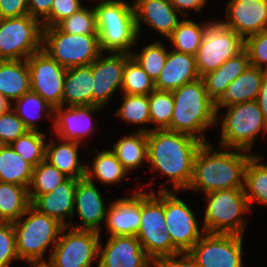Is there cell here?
I'll list each match as a JSON object with an SVG mask.
<instances>
[{
  "mask_svg": "<svg viewBox=\"0 0 267 267\" xmlns=\"http://www.w3.org/2000/svg\"><path fill=\"white\" fill-rule=\"evenodd\" d=\"M206 23L197 24L196 22L185 19L181 20L178 26L167 37L170 40L172 50L195 56L201 45Z\"/></svg>",
  "mask_w": 267,
  "mask_h": 267,
  "instance_id": "d590c367",
  "label": "cell"
},
{
  "mask_svg": "<svg viewBox=\"0 0 267 267\" xmlns=\"http://www.w3.org/2000/svg\"><path fill=\"white\" fill-rule=\"evenodd\" d=\"M243 236L205 233L188 252L199 267H244Z\"/></svg>",
  "mask_w": 267,
  "mask_h": 267,
  "instance_id": "4fadbf2b",
  "label": "cell"
},
{
  "mask_svg": "<svg viewBox=\"0 0 267 267\" xmlns=\"http://www.w3.org/2000/svg\"><path fill=\"white\" fill-rule=\"evenodd\" d=\"M264 31L267 32V21H266V25H265Z\"/></svg>",
  "mask_w": 267,
  "mask_h": 267,
  "instance_id": "9f6ffc18",
  "label": "cell"
},
{
  "mask_svg": "<svg viewBox=\"0 0 267 267\" xmlns=\"http://www.w3.org/2000/svg\"><path fill=\"white\" fill-rule=\"evenodd\" d=\"M104 109L100 106H58L54 108L53 133L57 140L73 141L83 144L97 128L91 113Z\"/></svg>",
  "mask_w": 267,
  "mask_h": 267,
  "instance_id": "e0dca14e",
  "label": "cell"
},
{
  "mask_svg": "<svg viewBox=\"0 0 267 267\" xmlns=\"http://www.w3.org/2000/svg\"><path fill=\"white\" fill-rule=\"evenodd\" d=\"M53 0H28V12L41 22L50 14Z\"/></svg>",
  "mask_w": 267,
  "mask_h": 267,
  "instance_id": "f907efd6",
  "label": "cell"
},
{
  "mask_svg": "<svg viewBox=\"0 0 267 267\" xmlns=\"http://www.w3.org/2000/svg\"><path fill=\"white\" fill-rule=\"evenodd\" d=\"M27 131L29 130L12 107L6 112L0 113V142L2 145H10Z\"/></svg>",
  "mask_w": 267,
  "mask_h": 267,
  "instance_id": "ee69618b",
  "label": "cell"
},
{
  "mask_svg": "<svg viewBox=\"0 0 267 267\" xmlns=\"http://www.w3.org/2000/svg\"><path fill=\"white\" fill-rule=\"evenodd\" d=\"M218 148L224 150L214 151V145L207 142L199 147L187 190L206 194L216 190L244 188L245 167L253 154L238 148Z\"/></svg>",
  "mask_w": 267,
  "mask_h": 267,
  "instance_id": "7a4b0ae2",
  "label": "cell"
},
{
  "mask_svg": "<svg viewBox=\"0 0 267 267\" xmlns=\"http://www.w3.org/2000/svg\"><path fill=\"white\" fill-rule=\"evenodd\" d=\"M83 7L80 0H53L50 14L42 21L43 28L56 26Z\"/></svg>",
  "mask_w": 267,
  "mask_h": 267,
  "instance_id": "7dc6e473",
  "label": "cell"
},
{
  "mask_svg": "<svg viewBox=\"0 0 267 267\" xmlns=\"http://www.w3.org/2000/svg\"><path fill=\"white\" fill-rule=\"evenodd\" d=\"M260 156L252 155L244 171V192L252 210L253 202L267 205V164L260 163Z\"/></svg>",
  "mask_w": 267,
  "mask_h": 267,
  "instance_id": "d6a6232c",
  "label": "cell"
},
{
  "mask_svg": "<svg viewBox=\"0 0 267 267\" xmlns=\"http://www.w3.org/2000/svg\"><path fill=\"white\" fill-rule=\"evenodd\" d=\"M267 71L249 66L242 74L235 78L226 88L225 93L215 103L217 122L219 110L233 104L254 101L260 91L262 79Z\"/></svg>",
  "mask_w": 267,
  "mask_h": 267,
  "instance_id": "d4e9b609",
  "label": "cell"
},
{
  "mask_svg": "<svg viewBox=\"0 0 267 267\" xmlns=\"http://www.w3.org/2000/svg\"><path fill=\"white\" fill-rule=\"evenodd\" d=\"M250 66L248 52L243 49L225 61L218 69L202 77L208 96L216 103L228 85Z\"/></svg>",
  "mask_w": 267,
  "mask_h": 267,
  "instance_id": "4316f807",
  "label": "cell"
},
{
  "mask_svg": "<svg viewBox=\"0 0 267 267\" xmlns=\"http://www.w3.org/2000/svg\"><path fill=\"white\" fill-rule=\"evenodd\" d=\"M102 52L91 63L93 71V106L105 107L118 88L122 89L125 63L131 58L128 53H112L104 57Z\"/></svg>",
  "mask_w": 267,
  "mask_h": 267,
  "instance_id": "2e32d148",
  "label": "cell"
},
{
  "mask_svg": "<svg viewBox=\"0 0 267 267\" xmlns=\"http://www.w3.org/2000/svg\"><path fill=\"white\" fill-rule=\"evenodd\" d=\"M173 7L184 17H190V10L200 12L208 2L207 0H169Z\"/></svg>",
  "mask_w": 267,
  "mask_h": 267,
  "instance_id": "816d5d0a",
  "label": "cell"
},
{
  "mask_svg": "<svg viewBox=\"0 0 267 267\" xmlns=\"http://www.w3.org/2000/svg\"><path fill=\"white\" fill-rule=\"evenodd\" d=\"M2 18H14L28 15V0H0Z\"/></svg>",
  "mask_w": 267,
  "mask_h": 267,
  "instance_id": "c3c4849f",
  "label": "cell"
},
{
  "mask_svg": "<svg viewBox=\"0 0 267 267\" xmlns=\"http://www.w3.org/2000/svg\"><path fill=\"white\" fill-rule=\"evenodd\" d=\"M244 49V40L219 19L209 20L195 54L200 78L218 69L225 61Z\"/></svg>",
  "mask_w": 267,
  "mask_h": 267,
  "instance_id": "30bf717a",
  "label": "cell"
},
{
  "mask_svg": "<svg viewBox=\"0 0 267 267\" xmlns=\"http://www.w3.org/2000/svg\"><path fill=\"white\" fill-rule=\"evenodd\" d=\"M156 267H199L189 252H179L160 259Z\"/></svg>",
  "mask_w": 267,
  "mask_h": 267,
  "instance_id": "681fc988",
  "label": "cell"
},
{
  "mask_svg": "<svg viewBox=\"0 0 267 267\" xmlns=\"http://www.w3.org/2000/svg\"><path fill=\"white\" fill-rule=\"evenodd\" d=\"M12 107V102L0 94V113L6 112Z\"/></svg>",
  "mask_w": 267,
  "mask_h": 267,
  "instance_id": "db71d44e",
  "label": "cell"
},
{
  "mask_svg": "<svg viewBox=\"0 0 267 267\" xmlns=\"http://www.w3.org/2000/svg\"><path fill=\"white\" fill-rule=\"evenodd\" d=\"M46 143L45 160L55 166L69 178H85V164L79 159L80 143L60 139L59 144L54 139Z\"/></svg>",
  "mask_w": 267,
  "mask_h": 267,
  "instance_id": "83f0119b",
  "label": "cell"
},
{
  "mask_svg": "<svg viewBox=\"0 0 267 267\" xmlns=\"http://www.w3.org/2000/svg\"><path fill=\"white\" fill-rule=\"evenodd\" d=\"M43 26L29 14L0 22V60H26L42 50Z\"/></svg>",
  "mask_w": 267,
  "mask_h": 267,
  "instance_id": "8fae6325",
  "label": "cell"
},
{
  "mask_svg": "<svg viewBox=\"0 0 267 267\" xmlns=\"http://www.w3.org/2000/svg\"><path fill=\"white\" fill-rule=\"evenodd\" d=\"M30 91L26 60H0V94L14 102Z\"/></svg>",
  "mask_w": 267,
  "mask_h": 267,
  "instance_id": "f1b7e54d",
  "label": "cell"
},
{
  "mask_svg": "<svg viewBox=\"0 0 267 267\" xmlns=\"http://www.w3.org/2000/svg\"><path fill=\"white\" fill-rule=\"evenodd\" d=\"M101 243L97 267H156L136 236H110L105 246Z\"/></svg>",
  "mask_w": 267,
  "mask_h": 267,
  "instance_id": "ac0fdd59",
  "label": "cell"
},
{
  "mask_svg": "<svg viewBox=\"0 0 267 267\" xmlns=\"http://www.w3.org/2000/svg\"><path fill=\"white\" fill-rule=\"evenodd\" d=\"M115 114L128 124H150L149 95L123 93L122 106Z\"/></svg>",
  "mask_w": 267,
  "mask_h": 267,
  "instance_id": "60d3db41",
  "label": "cell"
},
{
  "mask_svg": "<svg viewBox=\"0 0 267 267\" xmlns=\"http://www.w3.org/2000/svg\"><path fill=\"white\" fill-rule=\"evenodd\" d=\"M33 166L8 145L0 147V181L19 186H30Z\"/></svg>",
  "mask_w": 267,
  "mask_h": 267,
  "instance_id": "1f68e13d",
  "label": "cell"
},
{
  "mask_svg": "<svg viewBox=\"0 0 267 267\" xmlns=\"http://www.w3.org/2000/svg\"><path fill=\"white\" fill-rule=\"evenodd\" d=\"M75 209L81 224L71 226L72 222H69L67 223L68 228L94 231L101 234L100 224L106 220L108 207L94 182H90L86 178L77 179L74 214Z\"/></svg>",
  "mask_w": 267,
  "mask_h": 267,
  "instance_id": "ffe728a7",
  "label": "cell"
},
{
  "mask_svg": "<svg viewBox=\"0 0 267 267\" xmlns=\"http://www.w3.org/2000/svg\"><path fill=\"white\" fill-rule=\"evenodd\" d=\"M168 52L163 42L157 40L144 46L140 53L131 52V57L156 81L165 65Z\"/></svg>",
  "mask_w": 267,
  "mask_h": 267,
  "instance_id": "b9f144b4",
  "label": "cell"
},
{
  "mask_svg": "<svg viewBox=\"0 0 267 267\" xmlns=\"http://www.w3.org/2000/svg\"><path fill=\"white\" fill-rule=\"evenodd\" d=\"M244 49L248 52L250 65L267 71V32L262 31L244 40Z\"/></svg>",
  "mask_w": 267,
  "mask_h": 267,
  "instance_id": "f6af8a7d",
  "label": "cell"
},
{
  "mask_svg": "<svg viewBox=\"0 0 267 267\" xmlns=\"http://www.w3.org/2000/svg\"><path fill=\"white\" fill-rule=\"evenodd\" d=\"M30 90L41 96L53 108L61 106L66 68L40 50L26 59Z\"/></svg>",
  "mask_w": 267,
  "mask_h": 267,
  "instance_id": "9a60e30c",
  "label": "cell"
},
{
  "mask_svg": "<svg viewBox=\"0 0 267 267\" xmlns=\"http://www.w3.org/2000/svg\"><path fill=\"white\" fill-rule=\"evenodd\" d=\"M174 110L170 131L188 134L206 143L204 131L217 124L215 102L208 96L202 78L172 91Z\"/></svg>",
  "mask_w": 267,
  "mask_h": 267,
  "instance_id": "3957f363",
  "label": "cell"
},
{
  "mask_svg": "<svg viewBox=\"0 0 267 267\" xmlns=\"http://www.w3.org/2000/svg\"><path fill=\"white\" fill-rule=\"evenodd\" d=\"M67 226L49 255V267H91L98 260L101 234L94 231L77 230Z\"/></svg>",
  "mask_w": 267,
  "mask_h": 267,
  "instance_id": "7c38bea8",
  "label": "cell"
},
{
  "mask_svg": "<svg viewBox=\"0 0 267 267\" xmlns=\"http://www.w3.org/2000/svg\"><path fill=\"white\" fill-rule=\"evenodd\" d=\"M122 93L149 95L155 90V81L131 57L124 66Z\"/></svg>",
  "mask_w": 267,
  "mask_h": 267,
  "instance_id": "ab89813d",
  "label": "cell"
},
{
  "mask_svg": "<svg viewBox=\"0 0 267 267\" xmlns=\"http://www.w3.org/2000/svg\"><path fill=\"white\" fill-rule=\"evenodd\" d=\"M56 26L65 33L98 35L94 7L89 9L86 6H83L70 17L60 21Z\"/></svg>",
  "mask_w": 267,
  "mask_h": 267,
  "instance_id": "7bdbcfd3",
  "label": "cell"
},
{
  "mask_svg": "<svg viewBox=\"0 0 267 267\" xmlns=\"http://www.w3.org/2000/svg\"><path fill=\"white\" fill-rule=\"evenodd\" d=\"M174 110V98L172 91L154 90L149 94V113L153 128L140 127L137 131L148 133L151 130H170V122Z\"/></svg>",
  "mask_w": 267,
  "mask_h": 267,
  "instance_id": "74e56055",
  "label": "cell"
},
{
  "mask_svg": "<svg viewBox=\"0 0 267 267\" xmlns=\"http://www.w3.org/2000/svg\"><path fill=\"white\" fill-rule=\"evenodd\" d=\"M68 178L55 166L43 160L37 166L33 167L32 180L28 188L30 203L37 196L52 192Z\"/></svg>",
  "mask_w": 267,
  "mask_h": 267,
  "instance_id": "8d00e7d4",
  "label": "cell"
},
{
  "mask_svg": "<svg viewBox=\"0 0 267 267\" xmlns=\"http://www.w3.org/2000/svg\"><path fill=\"white\" fill-rule=\"evenodd\" d=\"M111 151L128 173L133 172L143 163H147V133H128L115 142Z\"/></svg>",
  "mask_w": 267,
  "mask_h": 267,
  "instance_id": "f546056e",
  "label": "cell"
},
{
  "mask_svg": "<svg viewBox=\"0 0 267 267\" xmlns=\"http://www.w3.org/2000/svg\"><path fill=\"white\" fill-rule=\"evenodd\" d=\"M77 179L68 178L52 192L37 196L30 205L38 212L57 219L65 227L66 219L74 215Z\"/></svg>",
  "mask_w": 267,
  "mask_h": 267,
  "instance_id": "cb8c5ba5",
  "label": "cell"
},
{
  "mask_svg": "<svg viewBox=\"0 0 267 267\" xmlns=\"http://www.w3.org/2000/svg\"><path fill=\"white\" fill-rule=\"evenodd\" d=\"M204 196L207 207L202 228L205 233L244 235L247 223L244 216L251 212L244 188L216 190Z\"/></svg>",
  "mask_w": 267,
  "mask_h": 267,
  "instance_id": "52a82bcc",
  "label": "cell"
},
{
  "mask_svg": "<svg viewBox=\"0 0 267 267\" xmlns=\"http://www.w3.org/2000/svg\"><path fill=\"white\" fill-rule=\"evenodd\" d=\"M29 206L26 187L0 181V222L17 221Z\"/></svg>",
  "mask_w": 267,
  "mask_h": 267,
  "instance_id": "836d02e7",
  "label": "cell"
},
{
  "mask_svg": "<svg viewBox=\"0 0 267 267\" xmlns=\"http://www.w3.org/2000/svg\"><path fill=\"white\" fill-rule=\"evenodd\" d=\"M12 225L16 234L18 257L28 264L47 263L43 258L44 253L50 245L52 251L65 227L57 219L38 212L31 205Z\"/></svg>",
  "mask_w": 267,
  "mask_h": 267,
  "instance_id": "5b68a950",
  "label": "cell"
},
{
  "mask_svg": "<svg viewBox=\"0 0 267 267\" xmlns=\"http://www.w3.org/2000/svg\"><path fill=\"white\" fill-rule=\"evenodd\" d=\"M92 66L72 67L66 70L61 106L93 105Z\"/></svg>",
  "mask_w": 267,
  "mask_h": 267,
  "instance_id": "484cf974",
  "label": "cell"
},
{
  "mask_svg": "<svg viewBox=\"0 0 267 267\" xmlns=\"http://www.w3.org/2000/svg\"><path fill=\"white\" fill-rule=\"evenodd\" d=\"M14 103L12 108L29 131H40L35 121H39L44 115L51 118L53 126L54 108L37 93L30 90Z\"/></svg>",
  "mask_w": 267,
  "mask_h": 267,
  "instance_id": "e575fe53",
  "label": "cell"
},
{
  "mask_svg": "<svg viewBox=\"0 0 267 267\" xmlns=\"http://www.w3.org/2000/svg\"><path fill=\"white\" fill-rule=\"evenodd\" d=\"M202 141L188 134L164 130L147 133V162L150 171L167 176L172 189L160 186L159 191H184L190 185L195 155Z\"/></svg>",
  "mask_w": 267,
  "mask_h": 267,
  "instance_id": "6da1fadb",
  "label": "cell"
},
{
  "mask_svg": "<svg viewBox=\"0 0 267 267\" xmlns=\"http://www.w3.org/2000/svg\"><path fill=\"white\" fill-rule=\"evenodd\" d=\"M175 194V191H164L165 223L172 244L180 252H188L205 230L200 229L194 211Z\"/></svg>",
  "mask_w": 267,
  "mask_h": 267,
  "instance_id": "5bb4252c",
  "label": "cell"
},
{
  "mask_svg": "<svg viewBox=\"0 0 267 267\" xmlns=\"http://www.w3.org/2000/svg\"><path fill=\"white\" fill-rule=\"evenodd\" d=\"M224 108H227V111L220 121L221 140L218 146L251 152L255 138L260 133H263V136L267 134V121L256 100Z\"/></svg>",
  "mask_w": 267,
  "mask_h": 267,
  "instance_id": "ba28073f",
  "label": "cell"
},
{
  "mask_svg": "<svg viewBox=\"0 0 267 267\" xmlns=\"http://www.w3.org/2000/svg\"><path fill=\"white\" fill-rule=\"evenodd\" d=\"M225 9V21H221L243 40L264 31L267 0H229Z\"/></svg>",
  "mask_w": 267,
  "mask_h": 267,
  "instance_id": "d6986e66",
  "label": "cell"
},
{
  "mask_svg": "<svg viewBox=\"0 0 267 267\" xmlns=\"http://www.w3.org/2000/svg\"><path fill=\"white\" fill-rule=\"evenodd\" d=\"M93 7L101 52L131 54V48L140 38L133 3L98 0Z\"/></svg>",
  "mask_w": 267,
  "mask_h": 267,
  "instance_id": "277c9868",
  "label": "cell"
},
{
  "mask_svg": "<svg viewBox=\"0 0 267 267\" xmlns=\"http://www.w3.org/2000/svg\"><path fill=\"white\" fill-rule=\"evenodd\" d=\"M42 50L66 69L91 65L102 53L98 35L65 33L57 26L43 28Z\"/></svg>",
  "mask_w": 267,
  "mask_h": 267,
  "instance_id": "9c48e42d",
  "label": "cell"
},
{
  "mask_svg": "<svg viewBox=\"0 0 267 267\" xmlns=\"http://www.w3.org/2000/svg\"><path fill=\"white\" fill-rule=\"evenodd\" d=\"M32 267H49L47 263H29Z\"/></svg>",
  "mask_w": 267,
  "mask_h": 267,
  "instance_id": "11a10c76",
  "label": "cell"
},
{
  "mask_svg": "<svg viewBox=\"0 0 267 267\" xmlns=\"http://www.w3.org/2000/svg\"><path fill=\"white\" fill-rule=\"evenodd\" d=\"M132 3L138 35L145 23L167 38L181 21L178 17L180 13L169 0H134Z\"/></svg>",
  "mask_w": 267,
  "mask_h": 267,
  "instance_id": "7402d4cb",
  "label": "cell"
},
{
  "mask_svg": "<svg viewBox=\"0 0 267 267\" xmlns=\"http://www.w3.org/2000/svg\"><path fill=\"white\" fill-rule=\"evenodd\" d=\"M256 102L264 116V119L267 121V72L262 79Z\"/></svg>",
  "mask_w": 267,
  "mask_h": 267,
  "instance_id": "f5cc1de1",
  "label": "cell"
},
{
  "mask_svg": "<svg viewBox=\"0 0 267 267\" xmlns=\"http://www.w3.org/2000/svg\"><path fill=\"white\" fill-rule=\"evenodd\" d=\"M46 134L41 131H27L10 146L24 160L33 167L45 160L46 153Z\"/></svg>",
  "mask_w": 267,
  "mask_h": 267,
  "instance_id": "f35d334b",
  "label": "cell"
},
{
  "mask_svg": "<svg viewBox=\"0 0 267 267\" xmlns=\"http://www.w3.org/2000/svg\"><path fill=\"white\" fill-rule=\"evenodd\" d=\"M93 151L97 155L93 159L91 168L88 165L85 168V178L90 182L95 181V178L102 185H116L129 174L111 149L100 152L97 149Z\"/></svg>",
  "mask_w": 267,
  "mask_h": 267,
  "instance_id": "4dcf8cb0",
  "label": "cell"
},
{
  "mask_svg": "<svg viewBox=\"0 0 267 267\" xmlns=\"http://www.w3.org/2000/svg\"><path fill=\"white\" fill-rule=\"evenodd\" d=\"M199 78L195 56L170 50L165 65L155 81V89L174 91Z\"/></svg>",
  "mask_w": 267,
  "mask_h": 267,
  "instance_id": "603a6c76",
  "label": "cell"
},
{
  "mask_svg": "<svg viewBox=\"0 0 267 267\" xmlns=\"http://www.w3.org/2000/svg\"><path fill=\"white\" fill-rule=\"evenodd\" d=\"M137 189L131 197L115 199L108 205L105 226L110 236H136L141 219V189Z\"/></svg>",
  "mask_w": 267,
  "mask_h": 267,
  "instance_id": "44dd1931",
  "label": "cell"
},
{
  "mask_svg": "<svg viewBox=\"0 0 267 267\" xmlns=\"http://www.w3.org/2000/svg\"><path fill=\"white\" fill-rule=\"evenodd\" d=\"M146 254L157 263L180 251L172 244L165 223L164 191H141L140 228L136 234Z\"/></svg>",
  "mask_w": 267,
  "mask_h": 267,
  "instance_id": "8992f818",
  "label": "cell"
},
{
  "mask_svg": "<svg viewBox=\"0 0 267 267\" xmlns=\"http://www.w3.org/2000/svg\"><path fill=\"white\" fill-rule=\"evenodd\" d=\"M20 261L16 250V234L11 222H0V267Z\"/></svg>",
  "mask_w": 267,
  "mask_h": 267,
  "instance_id": "bcb514c9",
  "label": "cell"
}]
</instances>
